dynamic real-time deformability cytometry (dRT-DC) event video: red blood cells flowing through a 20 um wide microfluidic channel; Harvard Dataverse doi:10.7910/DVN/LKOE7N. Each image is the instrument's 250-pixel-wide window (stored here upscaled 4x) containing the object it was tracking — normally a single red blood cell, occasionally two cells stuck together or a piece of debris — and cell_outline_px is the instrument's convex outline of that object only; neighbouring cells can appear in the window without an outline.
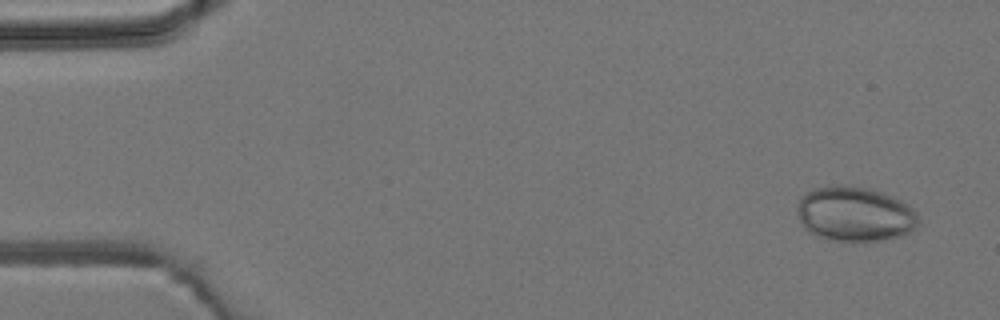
{"species": "common noctule bat (a hibernating species)", "species_latin": "Nyctalus noctula", "temperature_condition": "room temperature", "stored_images_in_passage": 4, "camera_frame_rate_fps": 3000, "um_per_image_px": 0.085, "animal": {"sex": "male", "body_mass_g": 19.2, "forearm_length_mm": 51.8}, "frame": {"image": 1, "passage_image": 1, "time_ms": 0.0, "image_size_px": [1000, 320], "cell_outline_px": [[920, 224], [916, 228], [904, 236], [872, 240], [828, 240], [804, 228], [800, 220], [796, 208], [800, 196], [804, 192], [812, 188], [828, 184], [840, 184], [872, 188], [892, 196], [908, 204], [916, 212], [920, 220]], "centroid_in_image_um": [72.66, 18.15], "position_along_channel_um": 12.3, "area_um2": 39.19}}